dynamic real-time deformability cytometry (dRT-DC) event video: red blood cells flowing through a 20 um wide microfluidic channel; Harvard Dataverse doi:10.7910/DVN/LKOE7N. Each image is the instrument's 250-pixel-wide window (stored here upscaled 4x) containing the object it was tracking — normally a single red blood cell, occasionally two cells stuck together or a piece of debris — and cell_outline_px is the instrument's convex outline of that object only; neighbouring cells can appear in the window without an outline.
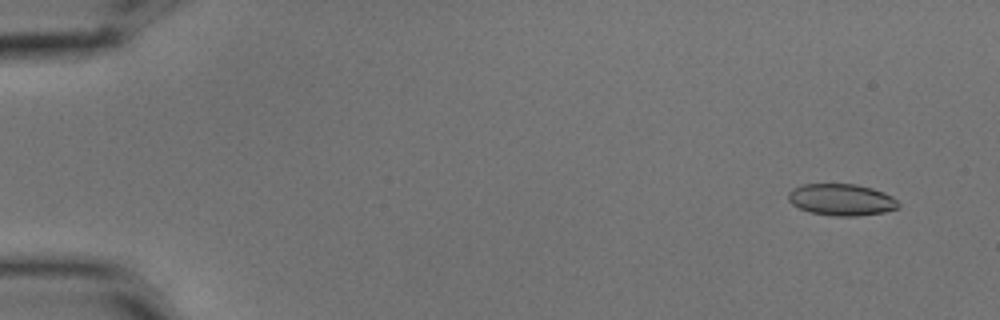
{"species": "common noctule bat (a hibernating species)", "species_latin": "Nyctalus noctula", "temperature_condition": "cold", "stored_images_in_passage": 10, "camera_frame_rate_fps": 3000, "um_per_image_px": 0.085, "animal": {"sex": "male", "body_mass_g": 15.6}, "frame": {"image": 1, "passage_image": 2, "time_ms": 0.333, "image_size_px": [1000, 320], "cell_outline_px": [[900, 208], [884, 212], [856, 216], [832, 216], [808, 212], [792, 204], [788, 200], [788, 192], [792, 188], [804, 184], [856, 184], [872, 188], [884, 192], [892, 196], [900, 204]], "centroid_in_image_um": [71.52, 16.98], "position_along_channel_um": 13.5, "area_um2": 20.52}}